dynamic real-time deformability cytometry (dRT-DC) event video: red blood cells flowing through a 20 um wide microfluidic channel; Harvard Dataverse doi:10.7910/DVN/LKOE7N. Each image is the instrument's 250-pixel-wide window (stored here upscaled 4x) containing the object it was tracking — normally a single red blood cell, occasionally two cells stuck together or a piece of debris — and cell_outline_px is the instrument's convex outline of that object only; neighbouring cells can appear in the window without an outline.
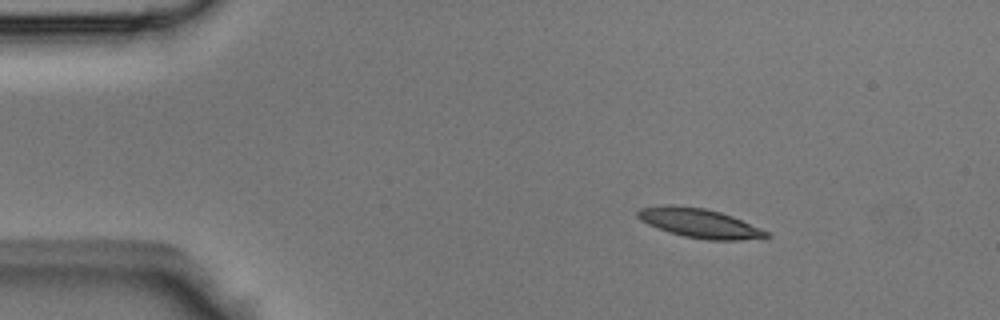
{"species": "Egyptian fruit bat (a non-hibernating species)", "species_latin": "Rousettus aegyptiacus", "temperature_condition": "room temperature", "stored_images_in_passage": 39, "camera_frame_rate_fps": 3000, "um_per_image_px": 0.085, "animal": {"sex": "male"}, "frame": {"image": 1, "passage_image": 1, "time_ms": 0.0, "image_size_px": [1000, 320], "cell_outline_px": [[772, 236], [740, 240], [708, 240], [684, 236], [668, 232], [648, 224], [640, 220], [636, 216], [636, 212], [640, 208], [664, 204], [672, 204], [704, 208], [720, 212], [732, 216], [768, 232]], "centroid_in_image_um": [59.39, 18.95], "position_along_channel_um": 25.6, "area_um2": 21.85}}
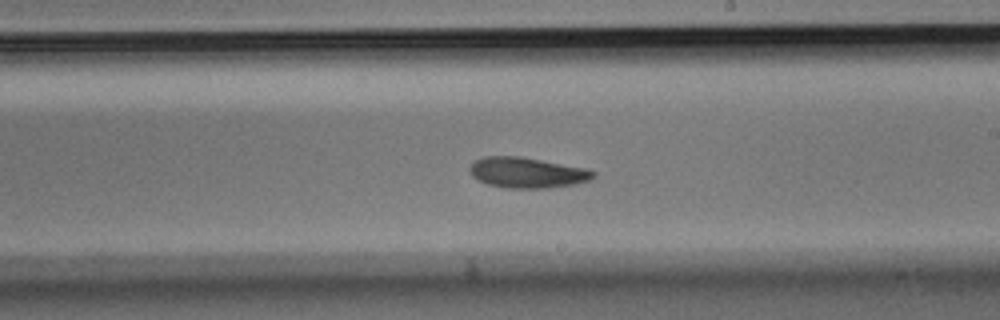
{"frame": {"image": 2, "passage_image": 20, "time_ms": 6.333, "image_size_px": [1000, 320], "cell_outline_px": [[596, 176], [588, 180], [576, 184], [548, 188], [504, 188], [488, 184], [472, 176], [468, 168], [476, 160], [484, 156], [520, 156], [584, 168], [596, 172]], "centroid_in_image_um": [44.79, 14.68], "position_along_channel_um": 244.2, "area_um2": 21.91}}
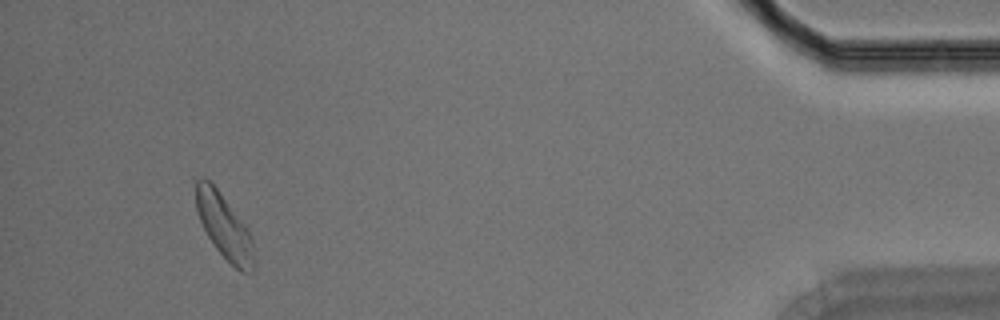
{"frame": {"image": 3, "passage_image": 36, "time_ms": 11.667, "image_size_px": [1000, 320], "cell_outline_px": [[252, 272], [240, 272], [216, 248], [208, 236], [200, 220], [196, 208], [196, 180], [200, 176], [204, 176], [216, 188], [248, 228], [252, 240]], "centroid_in_image_um": [19.03, 19.21], "position_along_channel_um": 416.2, "area_um2": 21.15}}